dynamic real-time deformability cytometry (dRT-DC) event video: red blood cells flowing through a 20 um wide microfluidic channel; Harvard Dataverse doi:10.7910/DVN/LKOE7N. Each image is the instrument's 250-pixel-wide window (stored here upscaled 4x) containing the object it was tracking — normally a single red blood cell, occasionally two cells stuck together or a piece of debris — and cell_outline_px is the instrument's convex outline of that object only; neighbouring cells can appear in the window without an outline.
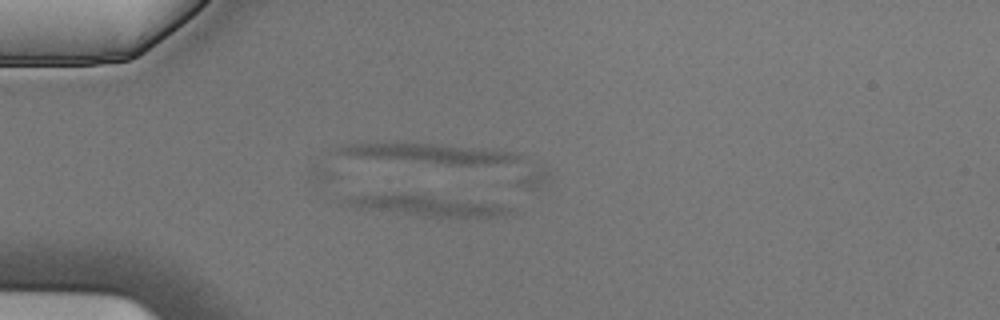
{"species": "Egyptian fruit bat (a non-hibernating species)", "species_latin": "Rousettus aegyptiacus", "temperature_condition": "cold", "stored_images_in_passage": 10, "camera_frame_rate_fps": 3000, "um_per_image_px": 0.085, "animal": {"sex": "male"}, "frame": {"image": 1, "passage_image": 4, "time_ms": 1.0, "image_size_px": [1000, 320], "cell_outline_px": [[516, 212], [512, 216], [420, 216], [352, 208], [344, 204], [340, 200], [340, 196], [396, 192], [404, 192], [504, 204], [516, 208]], "centroid_in_image_um": [36.19, 17.44], "position_along_channel_um": 48.8, "area_um2": 21.15}}